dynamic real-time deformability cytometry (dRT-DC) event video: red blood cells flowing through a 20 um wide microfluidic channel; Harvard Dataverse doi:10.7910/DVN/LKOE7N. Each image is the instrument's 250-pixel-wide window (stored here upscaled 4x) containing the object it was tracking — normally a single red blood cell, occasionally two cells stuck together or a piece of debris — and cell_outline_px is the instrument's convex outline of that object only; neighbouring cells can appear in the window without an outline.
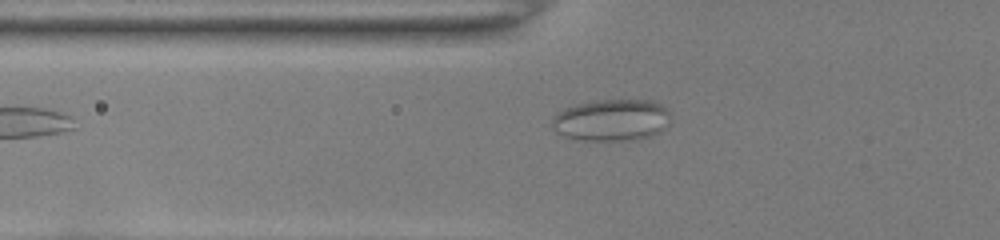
{"species": "common noctule bat (a hibernating species)", "species_latin": "Nyctalus noctula", "temperature_condition": "room temperature", "stored_images_in_passage": 37, "camera_frame_rate_fps": 3000, "um_per_image_px": 0.085, "animal": {"sex": "female", "body_mass_g": 22.0, "forearm_length_mm": 56.7}, "frame": {"image": 1, "passage_image": 4, "time_ms": 1.0, "image_size_px": [1000, 240], "cell_outline_px": [[668, 124], [660, 132], [652, 136], [636, 140], [580, 140], [564, 136], [556, 132], [552, 128], [552, 116], [556, 112], [564, 108], [576, 104], [596, 100], [652, 100], [668, 108]], "centroid_in_image_um": [51.96, 10.21], "position_along_channel_um": 73.8, "area_um2": 29.13}}
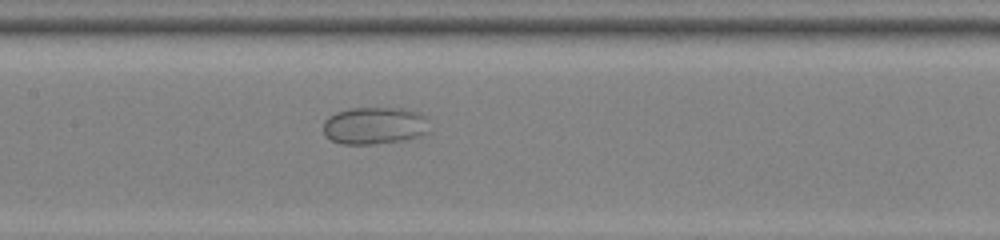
{"frame": {"image": 2, "passage_image": 12, "time_ms": 3.667, "image_size_px": [1000, 240], "cell_outline_px": [[428, 132], [420, 136], [400, 140], [372, 144], [340, 144], [324, 136], [324, 120], [328, 116], [336, 112], [352, 108], [408, 108], [420, 112], [428, 116]], "centroid_in_image_um": [31.86, 10.66], "position_along_channel_um": 175.5, "area_um2": 23.35}}
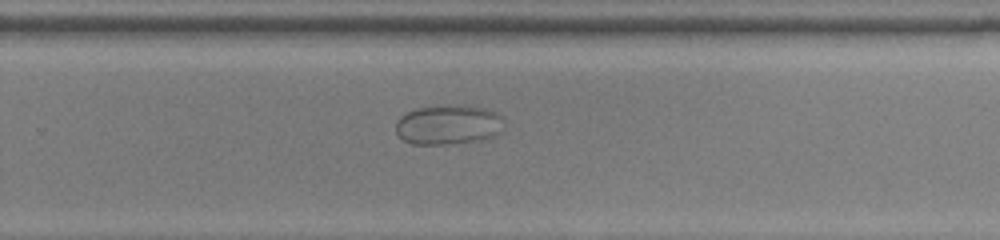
{"frame": {"image": 3, "passage_image": 21, "time_ms": 6.667, "image_size_px": [1000, 240], "cell_outline_px": [[504, 120], [500, 132], [484, 140], [448, 144], [412, 144], [404, 140], [396, 132], [396, 120], [400, 116], [416, 108], [444, 104], [468, 104], [484, 108], [496, 112]], "centroid_in_image_um": [38.11, 10.58], "position_along_channel_um": 291.7, "area_um2": 25.49}}